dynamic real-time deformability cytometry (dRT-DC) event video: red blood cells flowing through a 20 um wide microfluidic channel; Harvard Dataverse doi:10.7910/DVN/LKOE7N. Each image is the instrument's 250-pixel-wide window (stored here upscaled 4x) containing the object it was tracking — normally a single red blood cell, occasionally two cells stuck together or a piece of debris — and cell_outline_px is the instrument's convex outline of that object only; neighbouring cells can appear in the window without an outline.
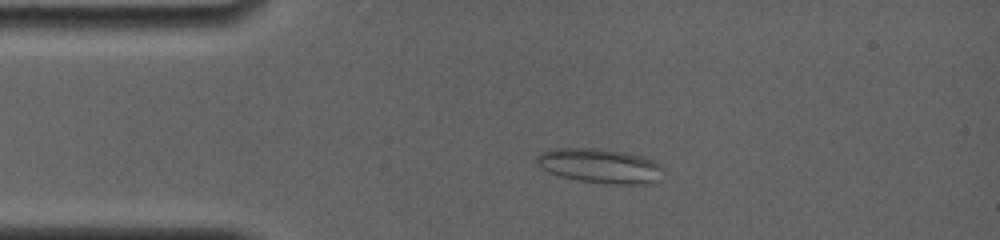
{"species": "common noctule bat (a hibernating species)", "species_latin": "Nyctalus noctula", "temperature_condition": "room temperature", "stored_images_in_passage": 8, "camera_frame_rate_fps": 4000, "um_per_image_px": 0.085, "animal": {"sex": "female", "body_mass_g": 19.0, "forearm_length_mm": 56.7}, "frame": {"image": 1, "passage_image": 6, "time_ms": 2.25, "image_size_px": [1000, 240], "cell_outline_px": [[660, 180], [656, 184], [608, 184], [580, 180], [560, 176], [548, 172], [540, 168], [536, 164], [536, 156], [540, 152], [552, 148], [604, 148], [644, 156], [660, 164]], "centroid_in_image_um": [50.98, 14.09], "position_along_channel_um": 34.0, "area_um2": 25.84}}